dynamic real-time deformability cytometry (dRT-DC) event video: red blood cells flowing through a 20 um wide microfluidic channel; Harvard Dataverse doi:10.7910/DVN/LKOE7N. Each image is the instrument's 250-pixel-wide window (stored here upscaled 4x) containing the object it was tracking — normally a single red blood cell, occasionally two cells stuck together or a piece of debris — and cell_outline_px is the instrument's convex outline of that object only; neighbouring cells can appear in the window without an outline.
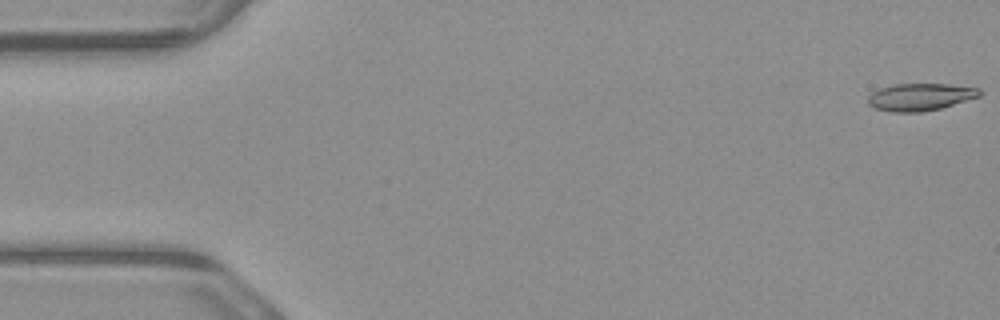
{"species": "common noctule bat (a hibernating species)", "species_latin": "Nyctalus noctula", "temperature_condition": "warm", "stored_images_in_passage": 5, "camera_frame_rate_fps": 3000, "um_per_image_px": 0.085, "animal": {"sex": "male", "body_mass_g": 23.1, "forearm_length_mm": 52.7}, "frame": {"image": 1, "passage_image": 1, "time_ms": 0.0, "image_size_px": [1000, 320], "cell_outline_px": [[984, 92], [980, 96], [940, 108], [920, 112], [892, 112], [872, 108], [868, 104], [868, 96], [872, 92], [880, 88], [896, 84], [948, 84], [980, 88]], "centroid_in_image_um": [78.21, 8.24], "position_along_channel_um": 6.8, "area_um2": 17.8}}
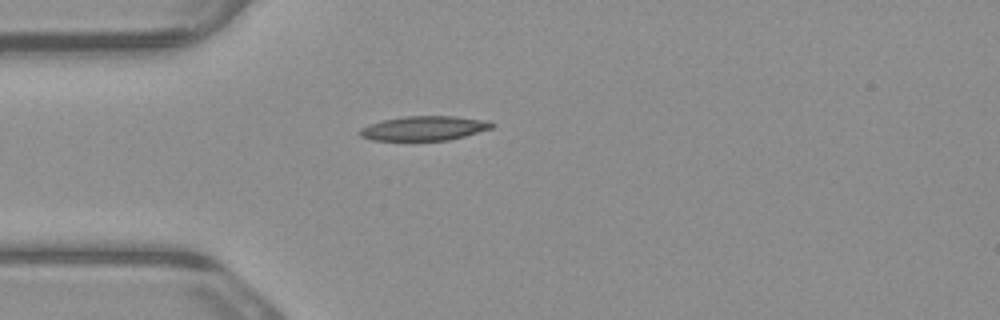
{"frame": {"image": 2, "passage_image": 5, "time_ms": 1.333, "image_size_px": [1000, 320], "cell_outline_px": [[496, 124], [492, 128], [464, 136], [448, 140], [372, 140], [360, 136], [360, 128], [384, 120], [404, 116], [452, 116], [488, 120]], "centroid_in_image_um": [36.09, 10.9], "position_along_channel_um": 48.9, "area_um2": 18.61}}